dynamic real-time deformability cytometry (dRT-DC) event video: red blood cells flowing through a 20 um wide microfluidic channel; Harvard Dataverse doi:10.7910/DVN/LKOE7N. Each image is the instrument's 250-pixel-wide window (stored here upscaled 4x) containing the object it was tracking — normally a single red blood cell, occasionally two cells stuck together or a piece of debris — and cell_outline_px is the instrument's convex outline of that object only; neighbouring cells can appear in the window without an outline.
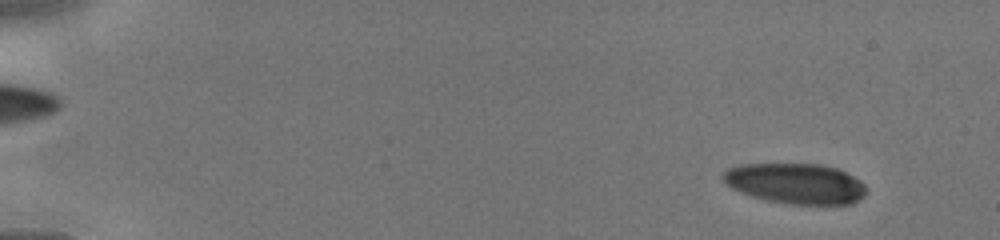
{"species": "human", "species_latin": "Homo sapiens", "temperature_condition": "cold", "stored_images_in_passage": 20, "camera_frame_rate_fps": 3000, "um_per_image_px": 0.085, "donor": {"sex": "male"}, "frame": {"image": 1, "passage_image": 5, "time_ms": 1.0, "image_size_px": [1000, 240], "cell_outline_px": [[864, 196], [852, 204], [792, 204], [768, 200], [752, 196], [740, 192], [732, 188], [720, 176], [728, 168], [740, 164], [820, 164], [836, 168], [860, 180], [864, 184]], "centroid_in_image_um": [67.61, 15.59], "position_along_channel_um": 17.4, "area_um2": 33.52}}
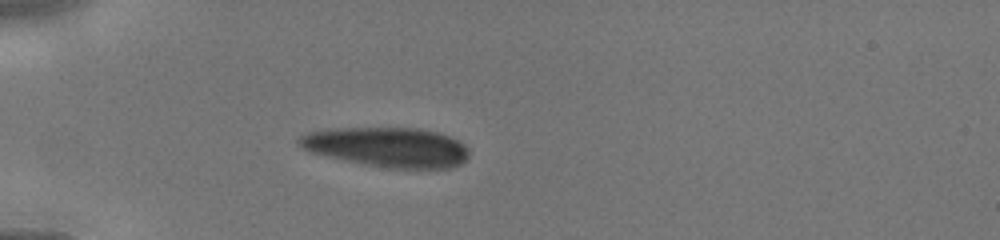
{"frame": {"image": 2, "passage_image": 16, "time_ms": 4.333, "image_size_px": [1000, 240], "cell_outline_px": [[468, 156], [460, 164], [448, 168], [392, 168], [364, 164], [312, 152], [296, 144], [296, 140], [300, 136], [308, 132], [328, 128], [420, 128], [440, 132], [464, 144], [468, 148]], "centroid_in_image_um": [32.92, 12.49], "position_along_channel_um": 52.1, "area_um2": 39.13}}
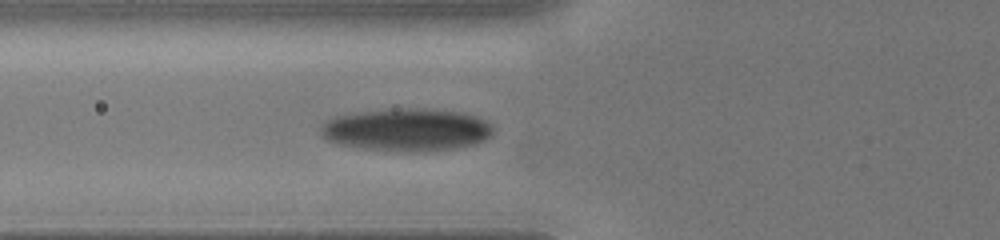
{"frame": {"image": 3, "passage_image": 20, "time_ms": 5.667, "image_size_px": [1000, 240], "cell_outline_px": [[492, 136], [476, 144], [456, 148], [412, 152], [364, 148], [336, 144], [320, 136], [320, 124], [332, 116], [360, 112], [404, 108], [424, 108], [460, 112], [476, 116], [492, 124]], "centroid_in_image_um": [34.54, 11.03], "position_along_channel_um": 91.3, "area_um2": 43.0}}